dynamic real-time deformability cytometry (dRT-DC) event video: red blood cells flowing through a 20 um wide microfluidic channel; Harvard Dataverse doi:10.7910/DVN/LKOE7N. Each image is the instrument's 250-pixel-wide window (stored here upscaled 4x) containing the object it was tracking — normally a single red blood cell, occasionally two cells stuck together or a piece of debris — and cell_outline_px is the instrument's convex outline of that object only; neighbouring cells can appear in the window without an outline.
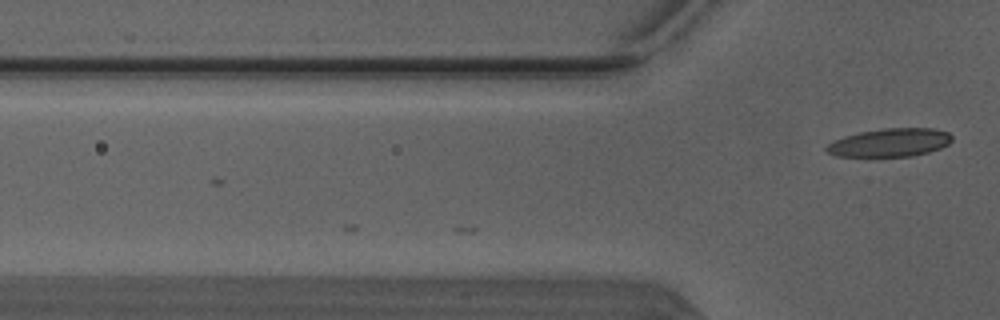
{"species": "Egyptian fruit bat (a non-hibernating species)", "species_latin": "Rousettus aegyptiacus", "temperature_condition": "warm", "stored_images_in_passage": 8, "camera_frame_rate_fps": 3000, "um_per_image_px": 0.085, "animal": {"sex": "male"}, "frame": {"image": 1, "passage_image": 8, "time_ms": 2.333, "image_size_px": [1000, 320], "cell_outline_px": [[952, 140], [948, 144], [940, 148], [928, 152], [912, 156], [836, 156], [828, 152], [824, 148], [832, 140], [844, 136], [860, 132], [884, 128], [932, 128], [948, 132], [952, 136]], "centroid_in_image_um": [75.63, 12.11], "position_along_channel_um": 50.2, "area_um2": 20.63}}